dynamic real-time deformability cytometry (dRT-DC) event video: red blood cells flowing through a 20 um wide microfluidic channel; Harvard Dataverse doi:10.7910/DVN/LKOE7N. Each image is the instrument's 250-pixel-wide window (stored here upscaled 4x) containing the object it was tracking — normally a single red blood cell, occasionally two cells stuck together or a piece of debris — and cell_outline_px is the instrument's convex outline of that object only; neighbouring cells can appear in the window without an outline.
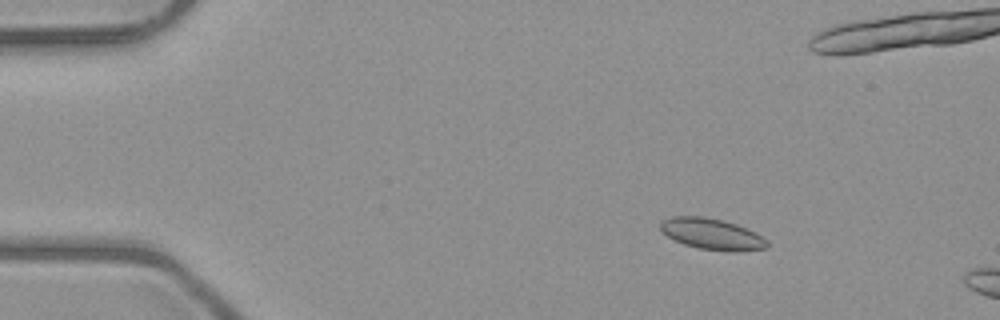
{"species": "common noctule bat (a hibernating species)", "species_latin": "Nyctalus noctula", "temperature_condition": "room temperature", "stored_images_in_passage": 6, "camera_frame_rate_fps": 3000, "um_per_image_px": 0.085, "animal": {"sex": "male", "body_mass_g": 23.1, "forearm_length_mm": 52.7}, "frame": {"image": 1, "passage_image": 3, "time_ms": 2.333, "image_size_px": [1000, 320], "cell_outline_px": [[768, 248], [700, 248], [684, 244], [668, 236], [660, 228], [660, 224], [664, 220], [672, 216], [704, 216], [724, 220], [736, 224], [756, 232], [768, 240]], "centroid_in_image_um": [60.47, 19.82], "position_along_channel_um": 24.5, "area_um2": 18.32}}